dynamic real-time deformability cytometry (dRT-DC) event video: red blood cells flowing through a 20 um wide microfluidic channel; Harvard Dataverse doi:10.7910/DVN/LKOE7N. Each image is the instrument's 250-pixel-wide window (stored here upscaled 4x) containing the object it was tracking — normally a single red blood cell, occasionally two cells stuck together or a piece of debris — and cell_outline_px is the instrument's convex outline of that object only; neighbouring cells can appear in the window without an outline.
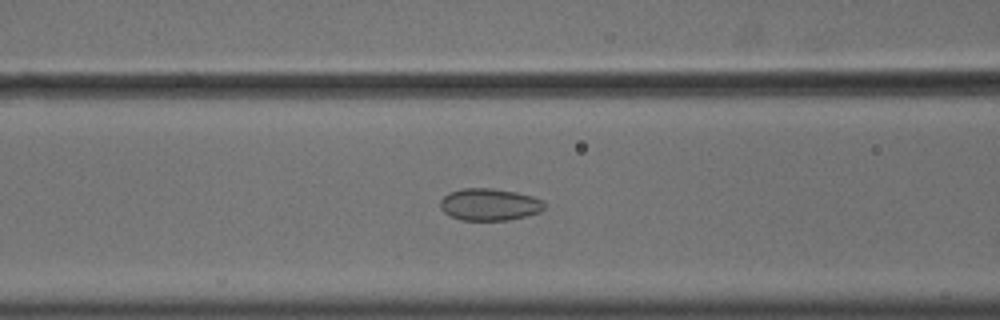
{"species": "common noctule bat (a hibernating species)", "species_latin": "Nyctalus noctula", "temperature_condition": "cold", "stored_images_in_passage": 56, "camera_frame_rate_fps": 3000, "um_per_image_px": 0.085, "animal": {"sex": "male", "body_mass_g": 18.8}, "frame": {"image": 1, "passage_image": 24, "time_ms": 7.667, "image_size_px": [1000, 320], "cell_outline_px": [[544, 208], [540, 212], [528, 216], [508, 220], [460, 220], [444, 212], [440, 208], [440, 200], [448, 192], [460, 188], [492, 188], [516, 192], [532, 196], [540, 200], [544, 204]], "centroid_in_image_um": [41.58, 17.38], "position_along_channel_um": 125.0, "area_um2": 19.54}}
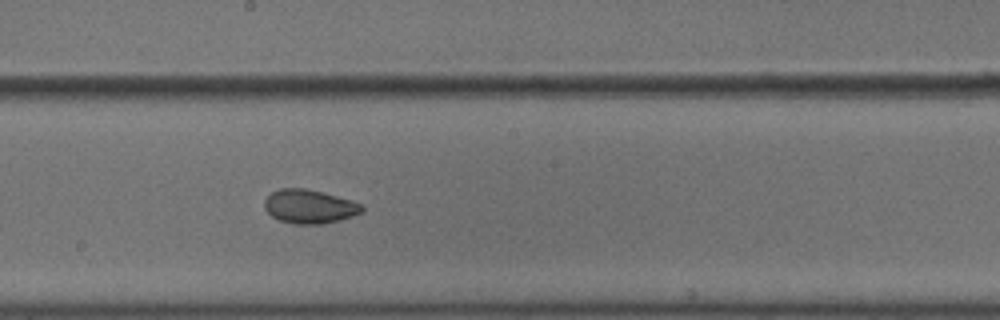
{"frame": {"image": 2, "passage_image": 32, "time_ms": 10.333, "image_size_px": [1000, 320], "cell_outline_px": [[364, 212], [340, 220], [320, 224], [296, 224], [280, 220], [272, 216], [264, 208], [264, 200], [272, 192], [280, 188], [304, 188], [336, 196], [360, 204], [364, 208]], "centroid_in_image_um": [26.28, 17.56], "position_along_channel_um": 221.9, "area_um2": 18.96}}
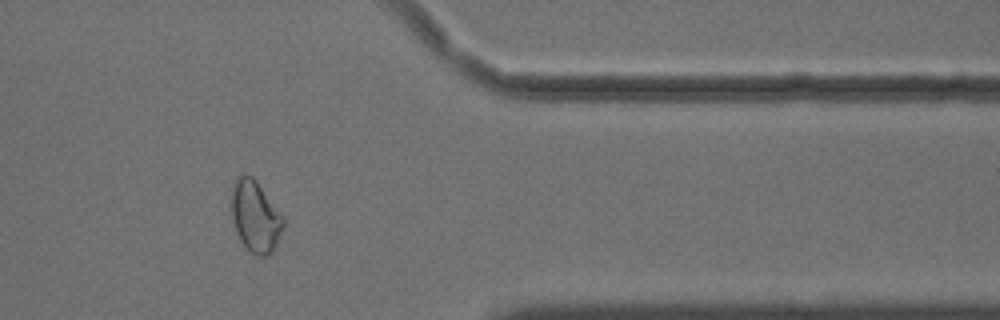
{"frame": {"image": 3, "passage_image": 47, "time_ms": 15.333, "image_size_px": [1000, 320], "cell_outline_px": [[284, 224], [272, 252], [268, 256], [256, 256], [248, 252], [240, 240], [236, 232], [232, 216], [232, 184], [236, 176], [244, 172], [252, 176], [256, 180], [284, 220]], "centroid_in_image_um": [21.66, 18.39], "position_along_channel_um": 389.7, "area_um2": 21.44}, "authors_computed_cell_mechanics": {"area_um2": 21.3571, "velocity_mm_per_s": 3.6273, "shape_relaxation_time_tau1_ms": null, "shape_relaxation_time_tau2_ms": 1.3471, "deformation_change_tau1": null, "deformation_change_tau2": 0.0407}}